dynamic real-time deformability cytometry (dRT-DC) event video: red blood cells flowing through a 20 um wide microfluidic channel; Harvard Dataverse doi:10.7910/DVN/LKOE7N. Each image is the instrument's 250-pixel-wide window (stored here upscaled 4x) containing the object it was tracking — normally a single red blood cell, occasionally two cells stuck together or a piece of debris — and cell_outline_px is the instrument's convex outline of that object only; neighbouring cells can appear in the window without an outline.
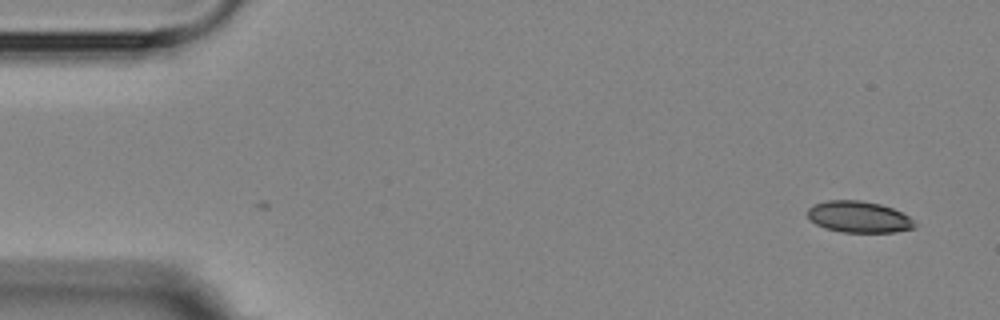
{"species": "Egyptian fruit bat (a non-hibernating species)", "species_latin": "Rousettus aegyptiacus", "temperature_condition": "room temperature", "stored_images_in_passage": 2, "camera_frame_rate_fps": 3000, "um_per_image_px": 0.085, "animal": {"sex": "female"}, "frame": {"image": 1, "passage_image": 2, "time_ms": 1.0, "image_size_px": [1000, 320], "cell_outline_px": [[916, 228], [896, 232], [840, 232], [824, 228], [808, 220], [808, 208], [812, 204], [828, 200], [860, 200], [880, 204], [892, 208], [908, 216], [916, 224]], "centroid_in_image_um": [72.96, 18.44], "position_along_channel_um": 12.0, "area_um2": 19.77}}